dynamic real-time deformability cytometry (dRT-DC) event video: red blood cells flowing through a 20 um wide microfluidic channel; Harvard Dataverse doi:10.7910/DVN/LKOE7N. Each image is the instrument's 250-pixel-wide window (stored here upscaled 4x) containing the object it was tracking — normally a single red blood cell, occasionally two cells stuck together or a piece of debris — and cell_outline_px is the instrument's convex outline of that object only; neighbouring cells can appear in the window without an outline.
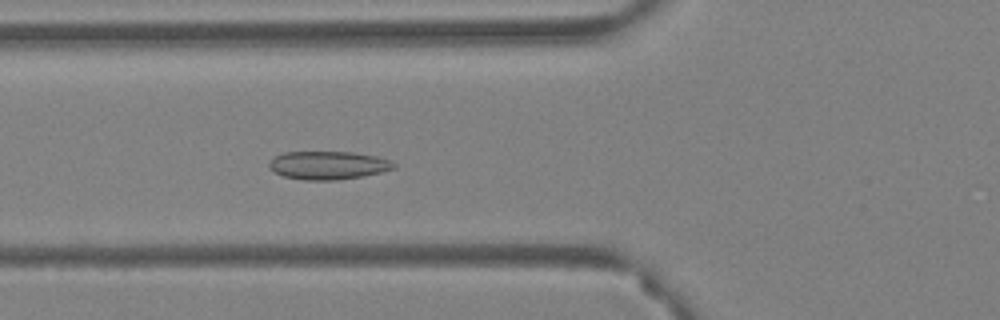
{"species": "Egyptian fruit bat (a non-hibernating species)", "species_latin": "Rousettus aegyptiacus", "temperature_condition": "warm", "stored_images_in_passage": 61, "camera_frame_rate_fps": 3000, "um_per_image_px": 0.085, "animal": {"sex": "female"}, "frame": {"image": 1, "passage_image": 23, "time_ms": 7.333, "image_size_px": [1000, 320], "cell_outline_px": [[396, 168], [380, 172], [360, 176], [336, 180], [304, 180], [284, 176], [276, 172], [268, 164], [276, 156], [284, 152], [352, 152], [376, 156], [388, 160], [396, 164]], "centroid_in_image_um": [27.91, 14.04], "position_along_channel_um": 97.9, "area_um2": 20.17}}
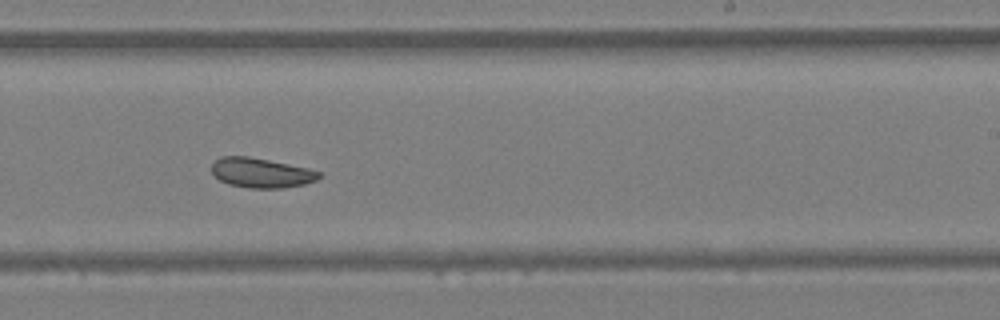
{"frame": {"image": 2, "passage_image": 38, "time_ms": 12.333, "image_size_px": [1000, 320], "cell_outline_px": [[320, 176], [316, 180], [304, 184], [284, 188], [248, 188], [228, 184], [220, 180], [212, 172], [212, 164], [220, 156], [248, 156], [308, 168], [320, 172]], "centroid_in_image_um": [22.18, 14.69], "position_along_channel_um": 266.8, "area_um2": 18.5}}
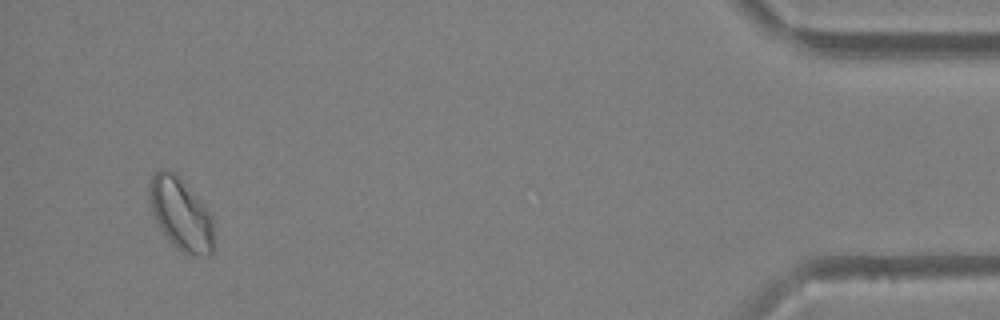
{"frame": {"image": 3, "passage_image": 58, "time_ms": 19.0, "image_size_px": [1000, 320], "cell_outline_px": [[212, 252], [208, 256], [192, 256], [184, 252], [172, 244], [160, 228], [152, 212], [148, 196], [148, 180], [160, 168], [164, 168], [172, 172], [212, 212]], "centroid_in_image_um": [15.35, 18.19], "position_along_channel_um": 419.9, "area_um2": 26.93}}